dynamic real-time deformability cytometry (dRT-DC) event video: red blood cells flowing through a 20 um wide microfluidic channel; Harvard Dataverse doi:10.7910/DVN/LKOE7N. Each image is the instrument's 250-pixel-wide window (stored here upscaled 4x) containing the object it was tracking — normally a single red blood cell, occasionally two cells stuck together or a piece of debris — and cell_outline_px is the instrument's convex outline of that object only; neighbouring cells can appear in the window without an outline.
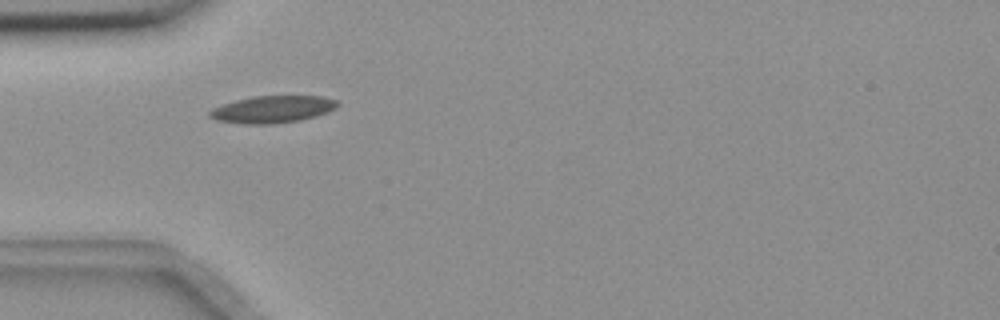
{"species": "common noctule bat (a hibernating species)", "species_latin": "Nyctalus noctula", "temperature_condition": "room temperature", "stored_images_in_passage": 35, "camera_frame_rate_fps": 3000, "um_per_image_px": 0.085, "animal": {"sex": "female", "body_mass_g": 18.4}, "frame": {"image": 1, "passage_image": 1, "time_ms": 0.0, "image_size_px": [1000, 320], "cell_outline_px": [[340, 104], [336, 108], [328, 112], [316, 116], [300, 120], [272, 124], [244, 124], [216, 120], [208, 116], [208, 112], [212, 108], [220, 104], [252, 96], [324, 96], [336, 100]], "centroid_in_image_um": [23.15, 9.29], "position_along_channel_um": 61.8, "area_um2": 20.4}}
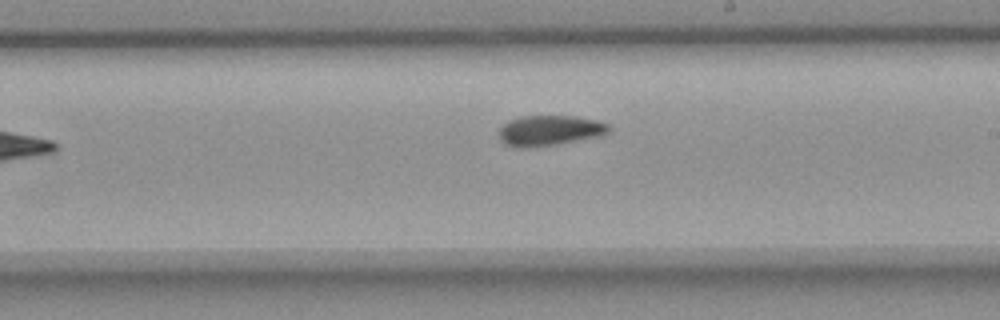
{"frame": {"image": 2, "passage_image": 16, "time_ms": 5.0, "image_size_px": [1000, 320], "cell_outline_px": [[612, 128], [608, 132], [596, 136], [556, 144], [528, 148], [516, 148], [504, 144], [500, 140], [500, 128], [508, 120], [520, 116], [576, 116], [600, 120], [608, 124]], "centroid_in_image_um": [46.69, 11.08], "position_along_channel_um": 242.3, "area_um2": 19.48}}
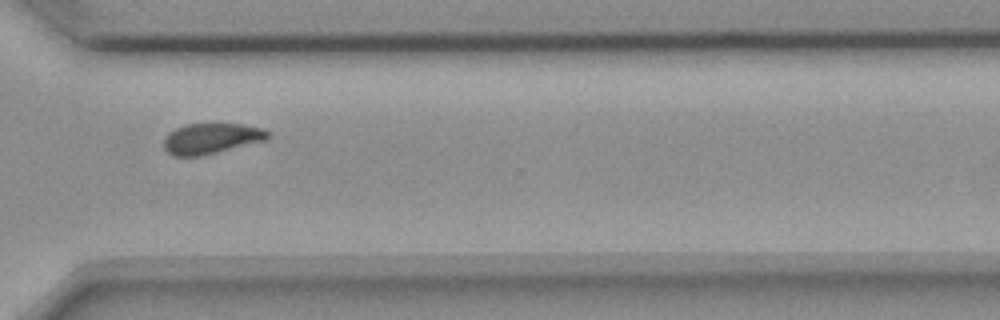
{"frame": {"image": 3, "passage_image": 25, "time_ms": 8.0, "image_size_px": [1000, 320], "cell_outline_px": [[272, 136], [268, 140], [200, 156], [172, 156], [164, 148], [164, 136], [168, 132], [184, 124], [244, 124], [260, 128], [268, 132]], "centroid_in_image_um": [17.95, 11.77], "position_along_channel_um": 352.6, "area_um2": 18.67}, "authors_computed_cell_mechanics": {"area_um2": 19.5364, "velocity_mm_per_s": 3.6536, "shape_relaxation_time_tau1_ms": 6.0203, "shape_relaxation_time_tau2_ms": 3.673, "deformation_change_tau1": 0.1541, "deformation_change_tau2": 0.0961}}